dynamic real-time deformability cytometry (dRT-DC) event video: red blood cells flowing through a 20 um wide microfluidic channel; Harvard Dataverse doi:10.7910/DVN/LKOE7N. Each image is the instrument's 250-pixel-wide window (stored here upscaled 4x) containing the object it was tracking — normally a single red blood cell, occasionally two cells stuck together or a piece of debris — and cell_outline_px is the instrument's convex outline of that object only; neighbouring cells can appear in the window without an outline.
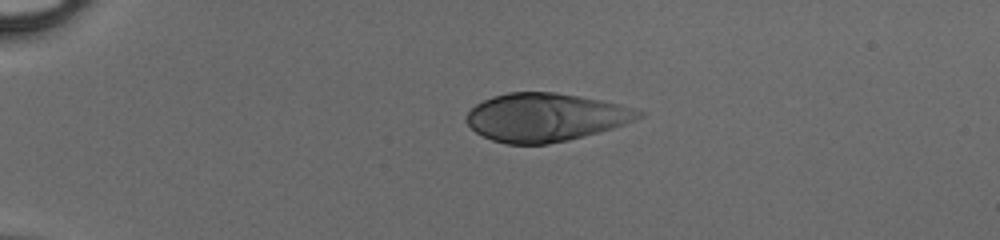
{"species": "human", "species_latin": "Homo sapiens", "temperature_condition": "cold", "stored_images_in_passage": 3, "camera_frame_rate_fps": 3000, "um_per_image_px": 0.085, "donor": {"sex": "male"}, "frame": {"image": 1, "passage_image": 1, "time_ms": 0.0, "image_size_px": [1000, 240], "cell_outline_px": [[644, 116], [624, 124], [612, 128], [584, 136], [568, 140], [548, 144], [504, 144], [492, 140], [476, 132], [464, 120], [468, 112], [476, 104], [492, 96], [508, 92], [556, 92], [600, 100], [620, 104], [636, 108], [644, 112]], "centroid_in_image_um": [46.36, 9.97], "position_along_channel_um": 38.6, "area_um2": 48.38}}